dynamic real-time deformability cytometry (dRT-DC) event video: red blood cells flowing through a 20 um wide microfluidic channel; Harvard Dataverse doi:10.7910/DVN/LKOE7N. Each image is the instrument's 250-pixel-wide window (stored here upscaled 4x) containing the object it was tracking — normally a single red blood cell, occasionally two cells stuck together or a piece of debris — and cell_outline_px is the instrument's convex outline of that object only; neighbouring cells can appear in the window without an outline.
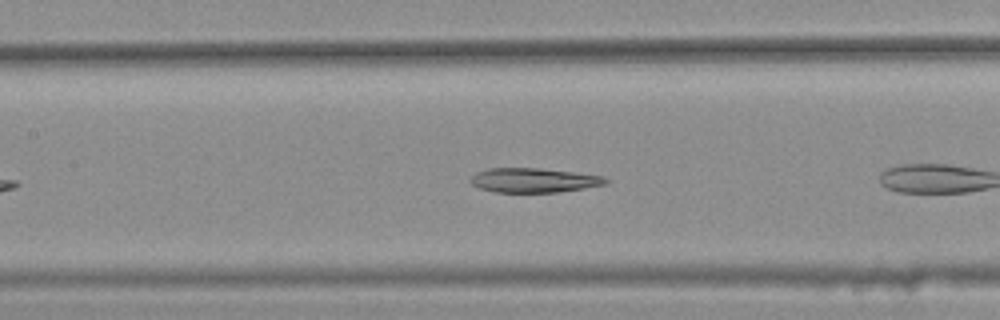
{"species": "common noctule bat (a hibernating species)", "species_latin": "Nyctalus noctula", "temperature_condition": "warm", "stored_images_in_passage": 25, "camera_frame_rate_fps": 3000, "um_per_image_px": 0.085, "animal": {"sex": "female", "body_mass_g": 25.1}, "frame": {"image": 1, "passage_image": 8, "time_ms": 2.333, "image_size_px": [1000, 320], "cell_outline_px": [[608, 184], [584, 188], [556, 192], [496, 192], [480, 188], [472, 184], [468, 180], [476, 172], [488, 168], [540, 168], [604, 176], [608, 180]], "centroid_in_image_um": [45.36, 15.32], "position_along_channel_um": 162.0, "area_um2": 19.19}}
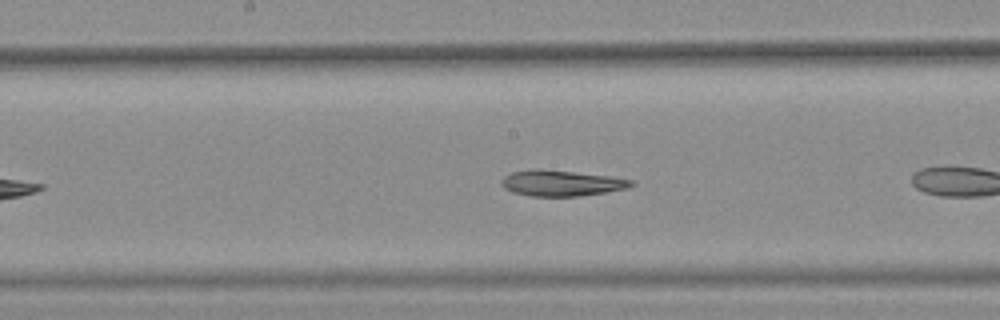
{"frame": {"image": 2, "passage_image": 11, "time_ms": 3.333, "image_size_px": [1000, 320], "cell_outline_px": [[636, 184], [628, 188], [608, 192], [580, 196], [528, 196], [512, 192], [504, 188], [500, 184], [500, 180], [504, 176], [512, 172], [536, 168], [608, 176], [632, 180]], "centroid_in_image_um": [47.69, 15.57], "position_along_channel_um": 200.5, "area_um2": 19.59}, "authors_computed_cell_mechanics": {"area_um2": 19.5942, "velocity_mm_per_s": 3.8541, "shape_relaxation_time_tau1_ms": null, "shape_relaxation_time_tau2_ms": 3.8848, "deformation_change_tau1": null, "deformation_change_tau2": 0.0854}}